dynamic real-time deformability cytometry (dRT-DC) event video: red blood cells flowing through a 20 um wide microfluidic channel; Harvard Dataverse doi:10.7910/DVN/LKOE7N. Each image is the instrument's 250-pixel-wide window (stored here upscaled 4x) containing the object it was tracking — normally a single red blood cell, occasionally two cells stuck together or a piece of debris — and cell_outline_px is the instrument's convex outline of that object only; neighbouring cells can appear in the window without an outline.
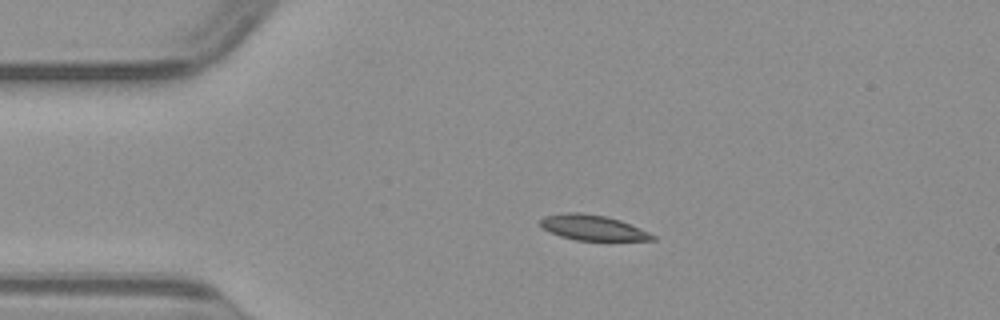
{"species": "common noctule bat (a hibernating species)", "species_latin": "Nyctalus noctula", "temperature_condition": "warm", "stored_images_in_passage": 40, "camera_frame_rate_fps": 3000, "um_per_image_px": 0.085, "animal": {"sex": "male", "body_mass_g": 23.1, "forearm_length_mm": 52.7}, "frame": {"image": 1, "passage_image": 1, "time_ms": 0.0, "image_size_px": [1000, 320], "cell_outline_px": [[656, 240], [576, 240], [560, 236], [544, 228], [540, 224], [540, 220], [544, 216], [568, 212], [580, 212], [604, 216], [620, 220], [648, 232], [656, 236]], "centroid_in_image_um": [50.38, 19.35], "position_along_channel_um": 34.6, "area_um2": 16.24}}
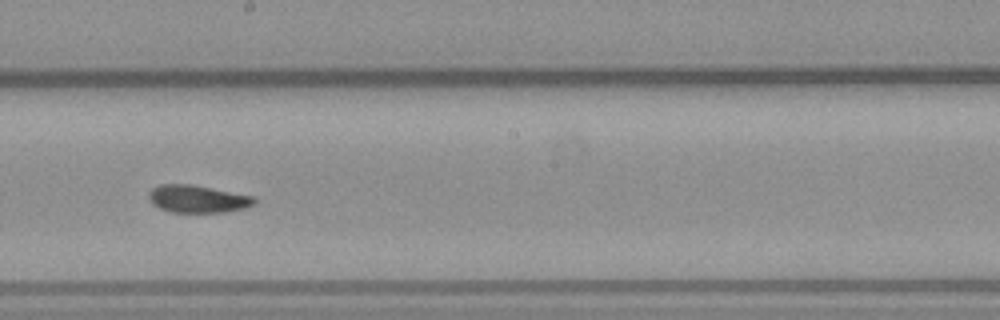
{"frame": {"image": 2, "passage_image": 18, "time_ms": 5.667, "image_size_px": [1000, 320], "cell_outline_px": [[256, 204], [244, 208], [228, 212], [172, 212], [160, 208], [152, 204], [148, 196], [148, 192], [152, 188], [160, 184], [188, 184], [252, 196], [256, 200]], "centroid_in_image_um": [16.77, 16.91], "position_along_channel_um": 231.4, "area_um2": 16.76}}
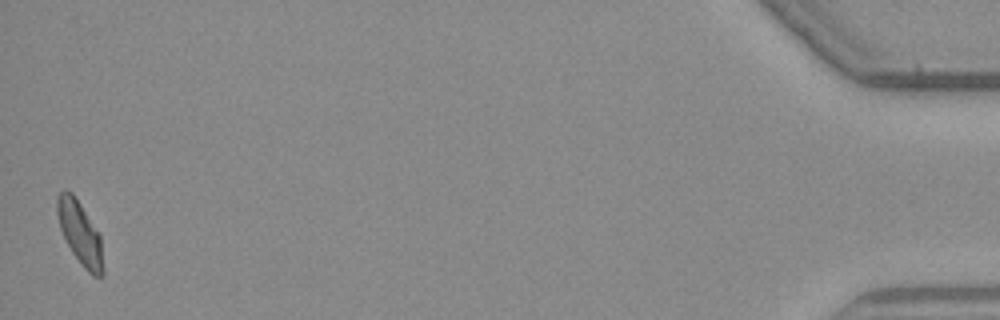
{"frame": {"image": 3, "passage_image": 40, "time_ms": 13.0, "image_size_px": [1000, 320], "cell_outline_px": [[104, 276], [92, 276], [84, 268], [72, 252], [60, 228], [56, 212], [56, 200], [60, 192], [64, 188], [72, 192], [80, 204], [100, 236], [104, 268]], "centroid_in_image_um": [6.79, 19.82], "position_along_channel_um": 428.4, "area_um2": 16.7}}